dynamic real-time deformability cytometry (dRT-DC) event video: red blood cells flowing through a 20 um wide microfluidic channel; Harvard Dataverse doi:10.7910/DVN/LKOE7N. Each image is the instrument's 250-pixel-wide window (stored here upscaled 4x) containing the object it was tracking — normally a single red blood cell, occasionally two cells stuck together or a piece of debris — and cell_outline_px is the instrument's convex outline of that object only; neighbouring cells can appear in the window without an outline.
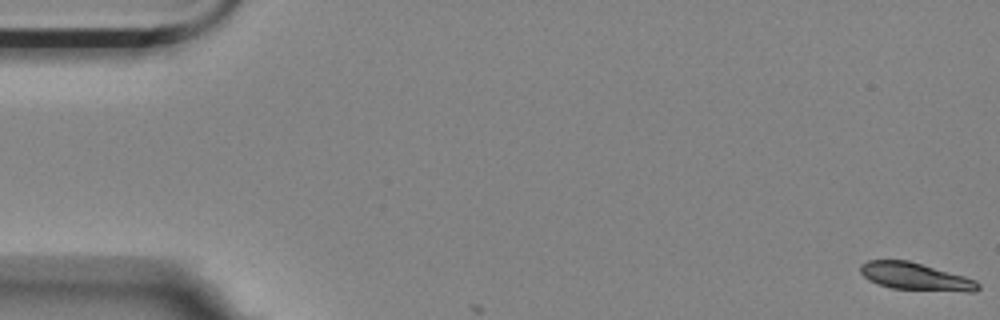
{"species": "Egyptian fruit bat (a non-hibernating species)", "species_latin": "Rousettus aegyptiacus", "temperature_condition": "room temperature", "stored_images_in_passage": 9, "camera_frame_rate_fps": 3000, "um_per_image_px": 0.085, "animal": {"sex": "female"}, "frame": {"image": 1, "passage_image": 1, "time_ms": 0.0, "image_size_px": [1000, 320], "cell_outline_px": [[980, 288], [976, 292], [964, 292], [892, 288], [868, 280], [860, 272], [860, 264], [868, 260], [908, 260], [964, 276], [976, 280], [980, 284]], "centroid_in_image_um": [77.84, 23.51], "position_along_channel_um": 7.2, "area_um2": 18.79}}
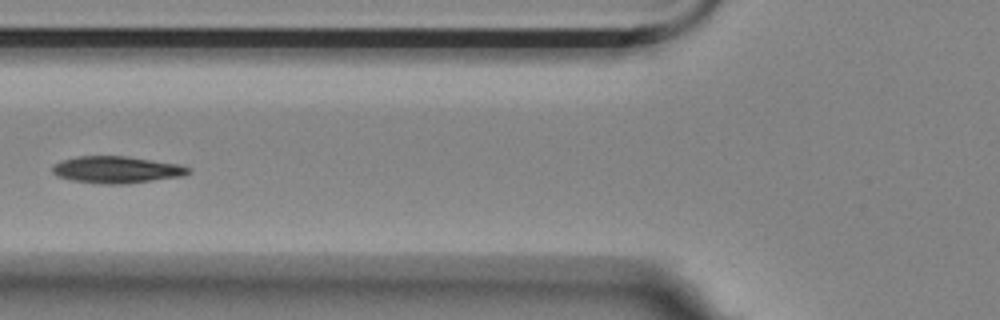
{"frame": {"image": 2, "passage_image": 7, "time_ms": 2.0, "image_size_px": [1000, 320], "cell_outline_px": [[192, 172], [184, 176], [128, 184], [100, 184], [72, 180], [56, 176], [52, 172], [52, 164], [76, 156], [124, 156], [180, 164], [192, 168]], "centroid_in_image_um": [9.94, 14.43], "position_along_channel_um": 115.9, "area_um2": 21.56}}
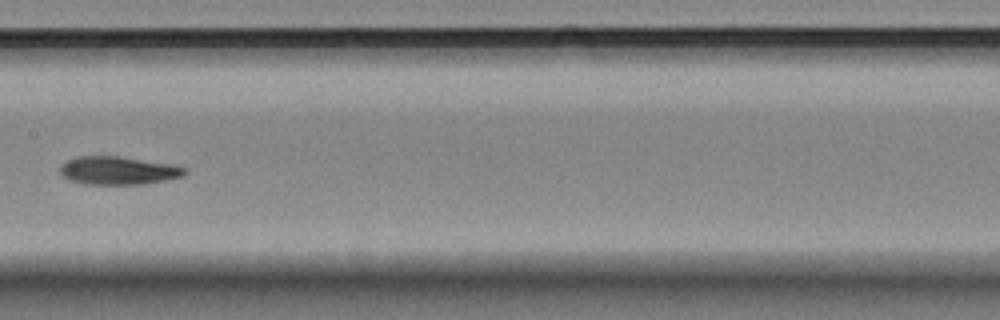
{"frame": {"image": 3, "passage_image": 9, "time_ms": 2.667, "image_size_px": [1000, 320], "cell_outline_px": [[188, 172], [184, 176], [144, 184], [84, 184], [68, 180], [60, 176], [60, 164], [64, 160], [76, 156], [120, 156], [172, 164], [188, 168]], "centroid_in_image_um": [10.01, 14.49], "position_along_channel_um": 197.4, "area_um2": 20.87}}